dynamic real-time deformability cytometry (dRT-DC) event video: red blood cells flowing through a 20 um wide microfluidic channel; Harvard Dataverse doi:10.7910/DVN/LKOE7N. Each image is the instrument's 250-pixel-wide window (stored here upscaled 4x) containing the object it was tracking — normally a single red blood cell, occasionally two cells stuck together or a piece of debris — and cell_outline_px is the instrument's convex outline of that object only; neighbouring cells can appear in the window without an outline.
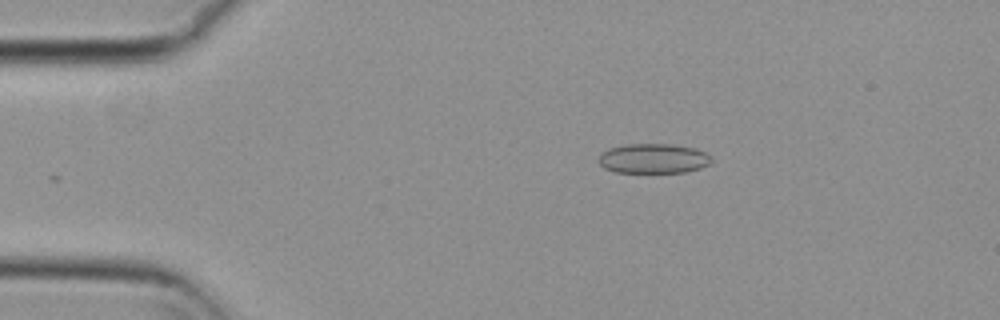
{"species": "common noctule bat (a hibernating species)", "species_latin": "Nyctalus noctula", "temperature_condition": "cold", "stored_images_in_passage": 48, "camera_frame_rate_fps": 3000, "um_per_image_px": 0.085, "animal": {"sex": "female", "body_mass_g": 29.2, "forearm_length_mm": 56.3}, "frame": {"image": 1, "passage_image": 3, "time_ms": 0.667, "image_size_px": [1000, 320], "cell_outline_px": [[712, 160], [708, 164], [700, 168], [684, 172], [616, 172], [604, 168], [600, 164], [600, 156], [604, 152], [612, 148], [624, 144], [672, 144], [692, 148], [704, 152], [712, 156]], "centroid_in_image_um": [55.56, 13.47], "position_along_channel_um": 29.4, "area_um2": 19.25}}
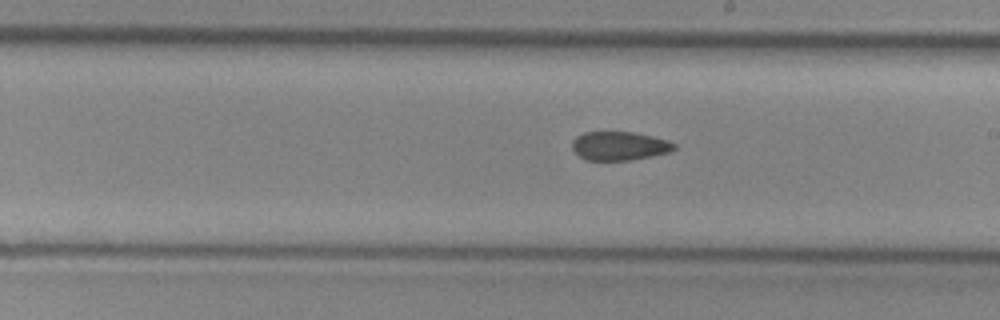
{"frame": {"image": 2, "passage_image": 24, "time_ms": 7.667, "image_size_px": [1000, 320], "cell_outline_px": [[676, 148], [668, 152], [652, 156], [632, 160], [584, 160], [572, 148], [572, 140], [576, 136], [584, 132], [632, 132], [652, 136], [668, 140], [676, 144]], "centroid_in_image_um": [52.64, 12.4], "position_along_channel_um": 236.4, "area_um2": 17.11}}
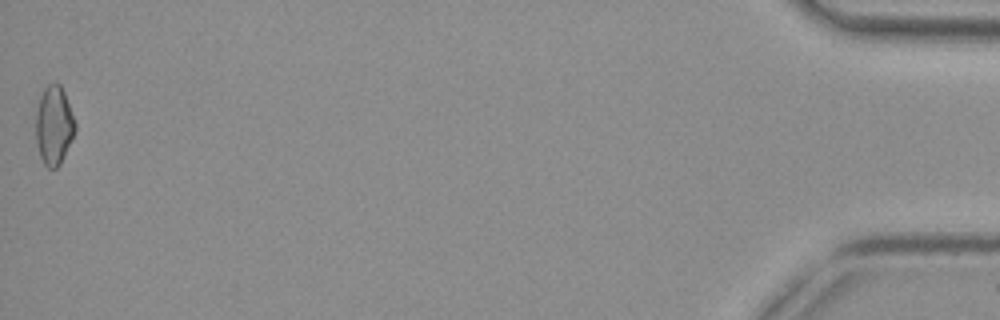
{"frame": {"image": 3, "passage_image": 48, "time_ms": 15.667, "image_size_px": [1000, 320], "cell_outline_px": [[76, 128], [64, 156], [60, 164], [56, 168], [48, 168], [44, 164], [40, 156], [36, 140], [36, 112], [40, 96], [44, 88], [48, 84], [60, 84], [64, 92], [76, 124]], "centroid_in_image_um": [4.57, 10.66], "position_along_channel_um": 430.6, "area_um2": 17.8}, "authors_computed_cell_mechanics": {"area_um2": 18.0914, "velocity_mm_per_s": 3.7257, "shape_relaxation_time_tau1_ms": null, "shape_relaxation_time_tau2_ms": 3.8642, "deformation_change_tau1": null, "deformation_change_tau2": 0.0928}}